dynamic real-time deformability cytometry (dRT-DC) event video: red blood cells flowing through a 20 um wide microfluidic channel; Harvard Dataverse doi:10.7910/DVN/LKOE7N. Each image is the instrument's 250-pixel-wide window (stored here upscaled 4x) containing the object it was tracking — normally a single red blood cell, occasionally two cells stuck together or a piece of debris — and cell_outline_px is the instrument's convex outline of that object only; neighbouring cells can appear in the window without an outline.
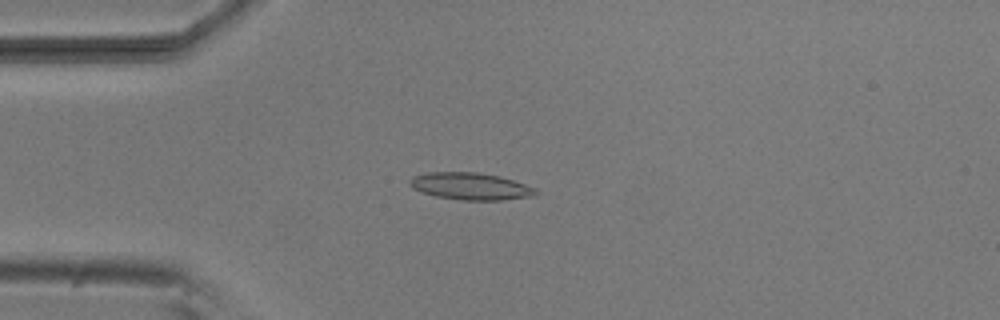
{"species": "common noctule bat (a hibernating species)", "species_latin": "Nyctalus noctula", "temperature_condition": "room temperature", "stored_images_in_passage": 52, "camera_frame_rate_fps": 3000, "um_per_image_px": 0.085, "animal": {"sex": "male", "body_mass_g": 20.5, "forearm_length_mm": 52.5}, "frame": {"image": 1, "passage_image": 13, "time_ms": 4.0, "image_size_px": [1000, 320], "cell_outline_px": [[540, 192], [528, 196], [500, 200], [460, 200], [436, 196], [420, 192], [412, 188], [408, 184], [408, 180], [412, 176], [428, 172], [476, 172], [500, 176], [536, 188]], "centroid_in_image_um": [39.92, 15.82], "position_along_channel_um": 45.1, "area_um2": 19.88}}
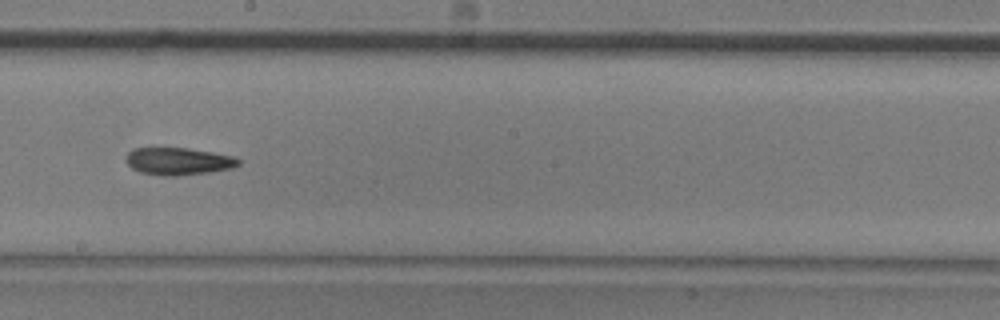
{"frame": {"image": 2, "passage_image": 29, "time_ms": 9.333, "image_size_px": [1000, 320], "cell_outline_px": [[240, 164], [232, 168], [208, 172], [176, 176], [164, 176], [140, 172], [132, 168], [124, 160], [128, 152], [132, 148], [188, 148], [212, 152], [232, 156], [240, 160]], "centroid_in_image_um": [15.13, 13.7], "position_along_channel_um": 233.1, "area_um2": 17.92}}
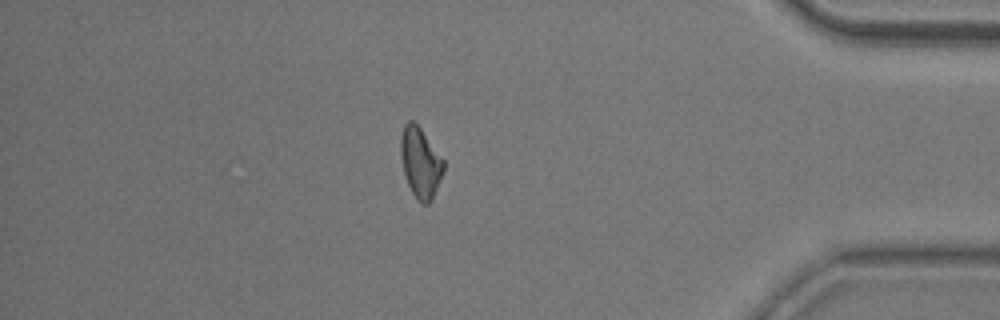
{"frame": {"image": 3, "passage_image": 45, "time_ms": 14.667, "image_size_px": [1000, 320], "cell_outline_px": [[444, 168], [432, 200], [428, 204], [424, 204], [416, 200], [408, 184], [404, 172], [400, 156], [400, 136], [404, 124], [408, 120], [412, 120], [420, 128], [444, 160]], "centroid_in_image_um": [35.71, 13.82], "position_along_channel_um": 399.5, "area_um2": 17.46}}